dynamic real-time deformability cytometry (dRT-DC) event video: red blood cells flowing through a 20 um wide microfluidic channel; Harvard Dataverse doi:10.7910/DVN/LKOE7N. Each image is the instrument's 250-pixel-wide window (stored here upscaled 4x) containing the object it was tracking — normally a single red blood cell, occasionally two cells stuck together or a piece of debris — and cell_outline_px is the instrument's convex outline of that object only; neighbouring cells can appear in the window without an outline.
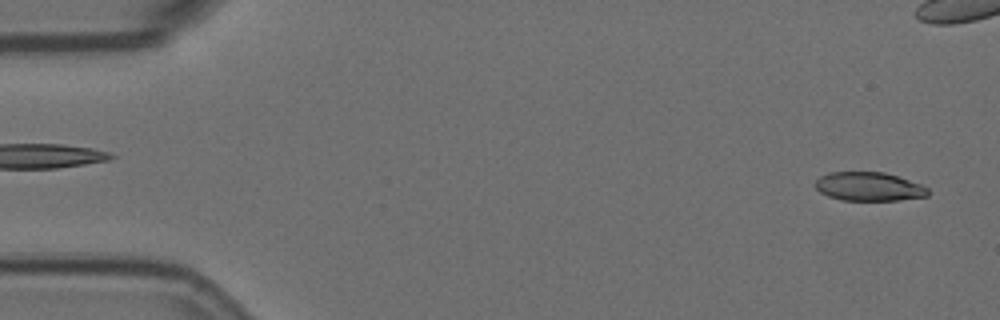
{"species": "Egyptian fruit bat (a non-hibernating species)", "species_latin": "Rousettus aegyptiacus", "temperature_condition": "room temperature", "stored_images_in_passage": 6, "camera_frame_rate_fps": 3000, "um_per_image_px": 0.085, "animal": {"sex": "female"}, "frame": {"image": 1, "passage_image": 6, "time_ms": 1.667, "image_size_px": [1000, 320], "cell_outline_px": [[928, 196], [900, 200], [840, 200], [828, 196], [820, 192], [816, 188], [816, 180], [820, 176], [832, 172], [884, 172], [920, 184], [928, 188]], "centroid_in_image_um": [73.85, 15.86], "position_along_channel_um": 11.2, "area_um2": 18.73}}